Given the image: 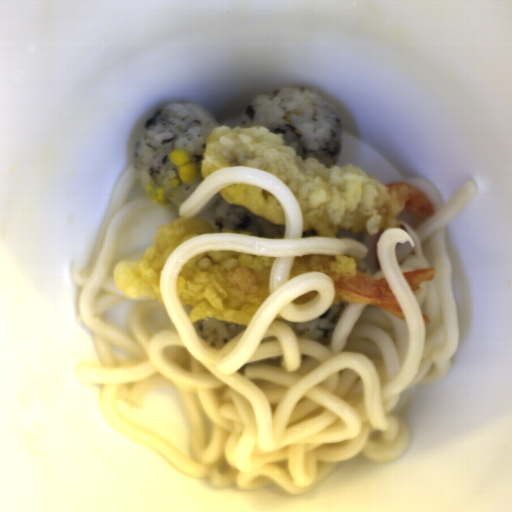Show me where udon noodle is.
<instances>
[{
  "label": "udon noodle",
  "mask_w": 512,
  "mask_h": 512,
  "mask_svg": "<svg viewBox=\"0 0 512 512\" xmlns=\"http://www.w3.org/2000/svg\"><path fill=\"white\" fill-rule=\"evenodd\" d=\"M433 207L417 228L382 231L376 242L380 270L366 262L362 241L350 237H303L302 209L273 173L253 166L215 170L184 199L181 218L198 215L226 185L251 184L271 192L284 217L283 237L235 233L194 235L170 251L158 286L162 301L142 297L126 316L128 333L106 312L132 299L112 275L118 242L132 218L151 200H128L140 184L135 163L122 172L100 224L89 263L72 282L80 288L76 321L92 335L99 363L81 366V384H101L100 413L107 425L209 487L256 490L268 486L305 494L337 463L358 455L392 464L405 455L412 434L393 412L401 395L442 379L459 347L460 331L447 256L446 227L477 193L467 180L447 203L428 178H410ZM219 194V193H218ZM276 257L269 294L244 332L217 348L204 343L176 298L183 264L207 250ZM352 258L374 279L385 276L406 321L364 303H348L328 344L297 338L288 322L324 315L334 300L325 273L310 271L289 280L297 256ZM434 268L433 281L413 293L403 272ZM303 304L292 300L310 291ZM165 312L173 330L150 333L152 311ZM432 323L424 326L422 314ZM177 392L192 429V455L169 437L138 425L151 392Z\"/></svg>",
  "instance_id": "1"
}]
</instances>
